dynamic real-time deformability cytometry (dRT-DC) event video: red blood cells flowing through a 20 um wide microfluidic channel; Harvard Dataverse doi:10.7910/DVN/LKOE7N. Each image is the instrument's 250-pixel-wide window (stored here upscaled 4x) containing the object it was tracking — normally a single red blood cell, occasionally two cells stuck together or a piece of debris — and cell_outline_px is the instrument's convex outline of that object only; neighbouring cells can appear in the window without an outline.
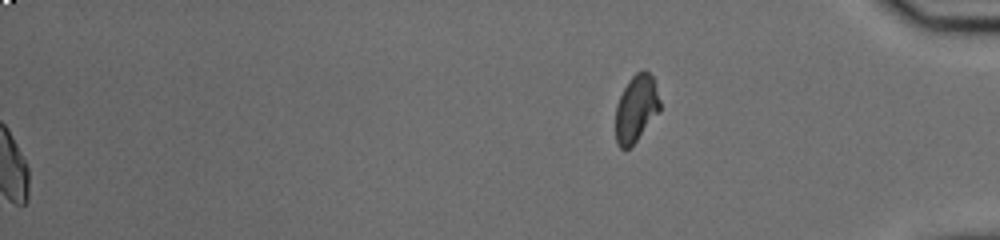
{"species": "common noctule bat (a hibernating species)", "species_latin": "Nyctalus noctula", "temperature_condition": "cold", "stored_images_in_passage": 54, "segment_of_instrument_passage": [2, 2], "camera_frame_rate_fps": 3000, "um_per_image_px": 0.085, "animal": {"sex": "male", "body_mass_g": 20.0, "forearm_length_mm": 53.3}, "frame": {"image": 1, "passage_image": 54, "time_ms": 17.667, "image_size_px": [1000, 240], "cell_outline_px": [[660, 112], [636, 140], [628, 148], [620, 148], [616, 144], [616, 104], [628, 80], [636, 72], [644, 68], [652, 76], [660, 100]], "centroid_in_image_um": [54.07, 9.2], "position_along_channel_um": 381.1, "area_um2": 17.28}}